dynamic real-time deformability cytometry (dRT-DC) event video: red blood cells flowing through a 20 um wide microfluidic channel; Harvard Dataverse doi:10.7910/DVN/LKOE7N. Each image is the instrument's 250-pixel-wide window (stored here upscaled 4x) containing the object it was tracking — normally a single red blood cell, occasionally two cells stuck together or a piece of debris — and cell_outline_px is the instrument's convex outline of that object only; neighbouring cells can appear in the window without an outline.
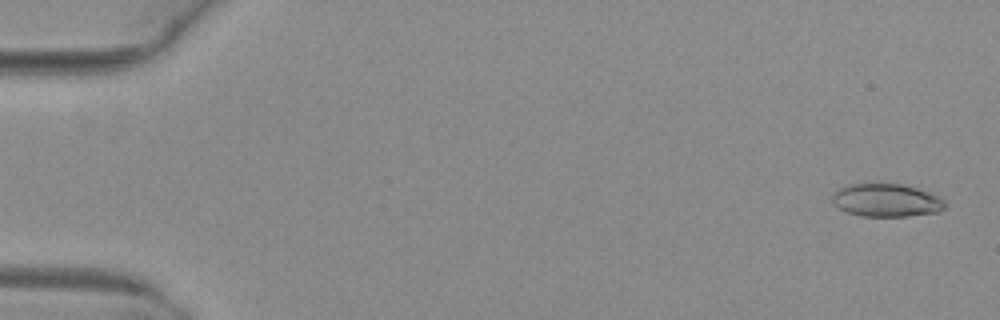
{"species": "common noctule bat (a hibernating species)", "species_latin": "Nyctalus noctula", "temperature_condition": "warm", "stored_images_in_passage": 9, "camera_frame_rate_fps": 3000, "um_per_image_px": 0.085, "animal": {"sex": "female", "body_mass_g": 29.2, "forearm_length_mm": 56.3}, "frame": {"image": 1, "passage_image": 2, "time_ms": 0.333, "image_size_px": [1000, 320], "cell_outline_px": [[948, 204], [944, 208], [936, 212], [908, 216], [864, 216], [848, 212], [840, 208], [832, 200], [832, 196], [840, 188], [848, 184], [880, 180], [904, 184], [928, 192], [944, 200]], "centroid_in_image_um": [75.34, 16.97], "position_along_channel_um": 9.7, "area_um2": 22.14}}